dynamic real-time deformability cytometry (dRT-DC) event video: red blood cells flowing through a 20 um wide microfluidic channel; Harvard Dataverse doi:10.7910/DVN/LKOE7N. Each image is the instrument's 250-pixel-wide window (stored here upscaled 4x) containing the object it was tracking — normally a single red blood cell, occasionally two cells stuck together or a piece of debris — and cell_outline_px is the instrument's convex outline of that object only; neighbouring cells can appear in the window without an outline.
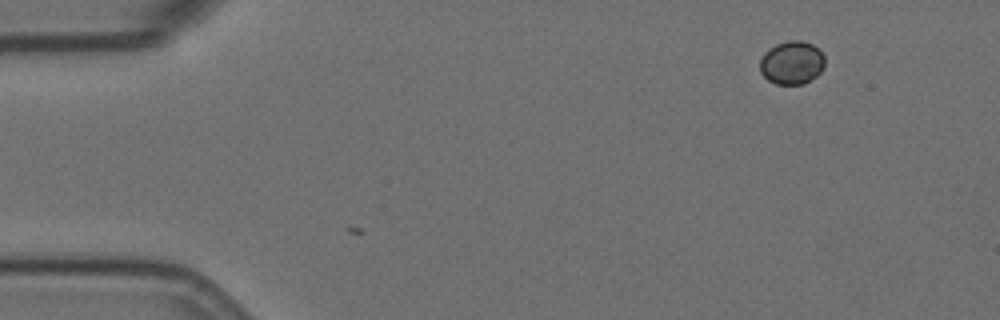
{"species": "Egyptian fruit bat (a non-hibernating species)", "species_latin": "Rousettus aegyptiacus", "temperature_condition": "room temperature", "stored_images_in_passage": 2, "camera_frame_rate_fps": 3000, "um_per_image_px": 0.085, "animal": {"sex": "female"}, "frame": {"image": 1, "passage_image": 1, "time_ms": 0.0, "image_size_px": [1000, 320], "cell_outline_px": [[824, 68], [816, 76], [804, 84], [776, 84], [768, 80], [760, 72], [760, 60], [764, 52], [768, 48], [776, 44], [788, 40], [800, 40], [812, 44], [824, 56]], "centroid_in_image_um": [67.29, 5.33], "position_along_channel_um": 17.7, "area_um2": 16.42}}